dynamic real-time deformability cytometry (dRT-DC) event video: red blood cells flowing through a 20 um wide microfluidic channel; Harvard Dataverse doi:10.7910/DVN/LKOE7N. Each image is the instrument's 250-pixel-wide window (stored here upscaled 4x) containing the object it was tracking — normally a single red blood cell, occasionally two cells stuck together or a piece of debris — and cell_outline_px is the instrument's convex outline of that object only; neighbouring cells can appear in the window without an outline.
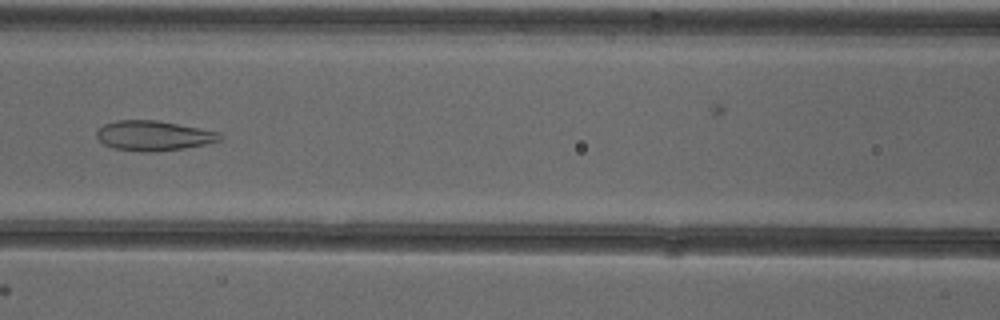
{"species": "common noctule bat (a hibernating species)", "species_latin": "Nyctalus noctula", "temperature_condition": "cold", "stored_images_in_passage": 47, "camera_frame_rate_fps": 3000, "um_per_image_px": 0.085, "animal": {"sex": "female"}, "frame": {"image": 1, "passage_image": 24, "time_ms": 7.667, "image_size_px": [1000, 320], "cell_outline_px": [[224, 136], [220, 140], [208, 144], [184, 148], [152, 152], [148, 152], [112, 148], [104, 144], [96, 136], [96, 132], [104, 124], [116, 120], [156, 120], [200, 128], [220, 132]], "centroid_in_image_um": [13.08, 11.53], "position_along_channel_um": 153.5, "area_um2": 21.5}}
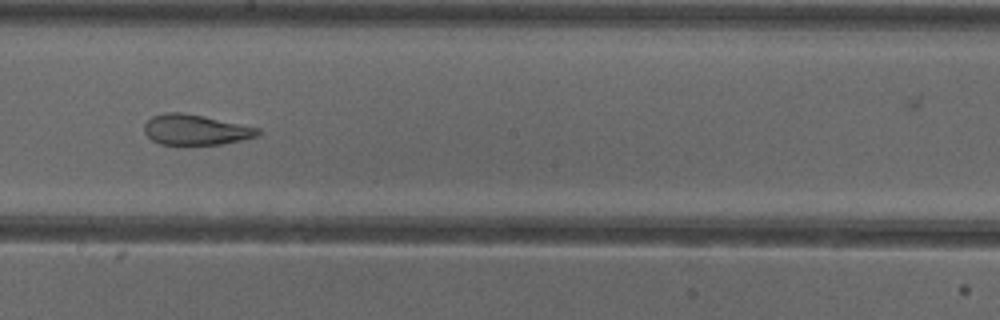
{"frame": {"image": 2, "passage_image": 30, "time_ms": 9.667, "image_size_px": [1000, 320], "cell_outline_px": [[264, 132], [256, 136], [224, 144], [160, 144], [152, 140], [144, 132], [144, 124], [152, 116], [164, 112], [180, 112], [204, 116], [260, 128]], "centroid_in_image_um": [16.63, 11.02], "position_along_channel_um": 231.6, "area_um2": 20.11}}
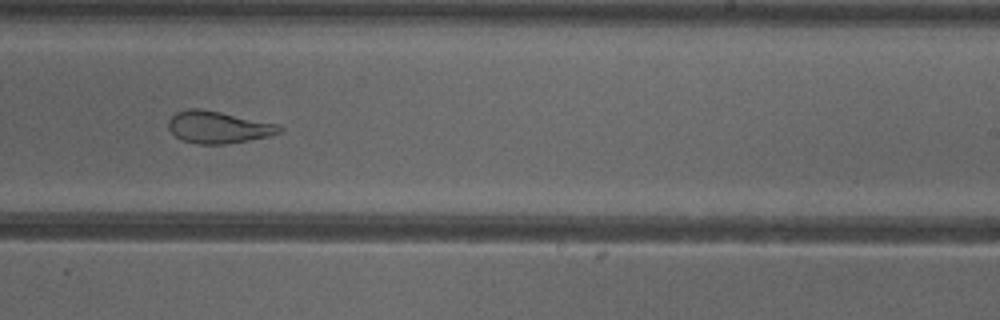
{"frame": {"image": 3, "passage_image": 33, "time_ms": 10.667, "image_size_px": [1000, 320], "cell_outline_px": [[284, 128], [280, 132], [268, 136], [248, 140], [224, 144], [196, 144], [180, 140], [168, 128], [168, 120], [176, 112], [188, 108], [200, 108], [220, 112], [276, 124]], "centroid_in_image_um": [18.49, 10.81], "position_along_channel_um": 270.5, "area_um2": 20.58}}